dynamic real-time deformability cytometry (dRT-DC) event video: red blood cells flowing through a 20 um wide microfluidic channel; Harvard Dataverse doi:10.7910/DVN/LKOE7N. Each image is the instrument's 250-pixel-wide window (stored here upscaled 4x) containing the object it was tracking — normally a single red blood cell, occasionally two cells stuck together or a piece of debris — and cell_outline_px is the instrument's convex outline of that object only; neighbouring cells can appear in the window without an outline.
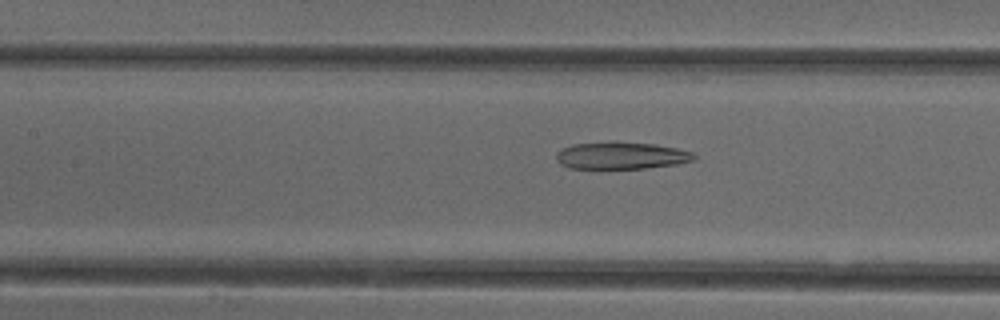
{"species": "common noctule bat (a hibernating species)", "species_latin": "Nyctalus noctula", "temperature_condition": "cold", "stored_images_in_passage": 46, "camera_frame_rate_fps": 3000, "um_per_image_px": 0.085, "animal": {"sex": "female"}, "frame": {"image": 1, "passage_image": 19, "time_ms": 6.0, "image_size_px": [1000, 320], "cell_outline_px": [[696, 160], [676, 164], [644, 168], [568, 168], [560, 164], [556, 160], [556, 152], [572, 144], [656, 144], [676, 148], [692, 152], [696, 156]], "centroid_in_image_um": [52.82, 13.26], "position_along_channel_um": 154.6, "area_um2": 20.92}}
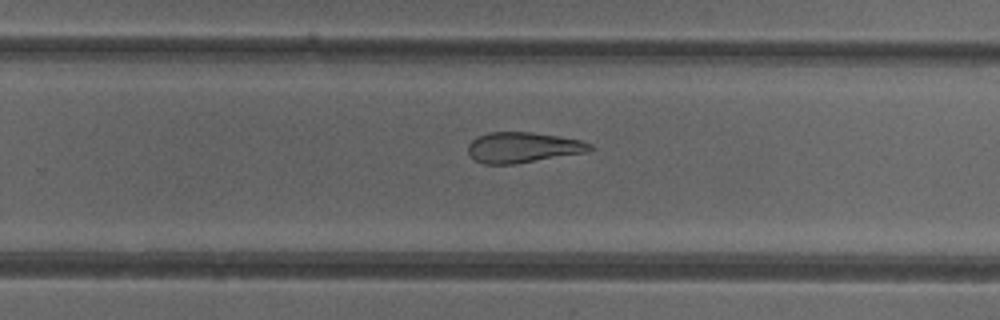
{"frame": {"image": 2, "passage_image": 29, "time_ms": 9.333, "image_size_px": [1000, 320], "cell_outline_px": [[596, 148], [588, 152], [516, 164], [484, 164], [476, 160], [468, 152], [468, 144], [476, 136], [488, 132], [532, 132], [580, 140], [592, 144]], "centroid_in_image_um": [44.46, 12.53], "position_along_channel_um": 285.3, "area_um2": 21.79}}
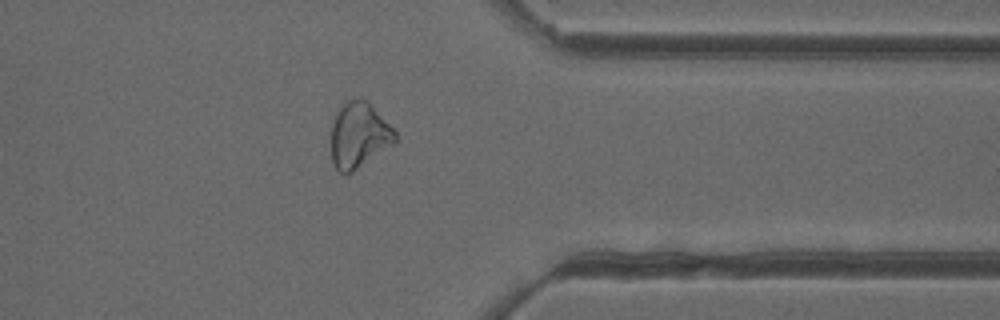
{"frame": {"image": 3, "passage_image": 37, "time_ms": 12.0, "image_size_px": [1000, 320], "cell_outline_px": [[396, 140], [392, 144], [348, 176], [344, 176], [332, 164], [332, 124], [336, 112], [348, 100], [360, 96], [368, 100], [396, 132]], "centroid_in_image_um": [30.49, 11.5], "position_along_channel_um": 380.9, "area_um2": 24.57}, "authors_computed_cell_mechanics": {"area_um2": 24.4205, "velocity_mm_per_s": 3.9349, "shape_relaxation_time_tau1_ms": null, "shape_relaxation_time_tau2_ms": 9.6718, "deformation_change_tau1": null, "deformation_change_tau2": 0.2397}}